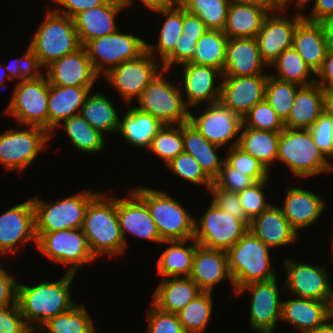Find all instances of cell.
<instances>
[{
    "label": "cell",
    "instance_id": "1",
    "mask_svg": "<svg viewBox=\"0 0 333 333\" xmlns=\"http://www.w3.org/2000/svg\"><path fill=\"white\" fill-rule=\"evenodd\" d=\"M74 277L75 274L66 272L57 282L42 281L36 286L18 282L17 304L31 330L37 331L50 318L75 305L69 288Z\"/></svg>",
    "mask_w": 333,
    "mask_h": 333
},
{
    "label": "cell",
    "instance_id": "2",
    "mask_svg": "<svg viewBox=\"0 0 333 333\" xmlns=\"http://www.w3.org/2000/svg\"><path fill=\"white\" fill-rule=\"evenodd\" d=\"M106 194L100 192L89 202L82 226L97 258L119 255L126 249L117 216V198H108Z\"/></svg>",
    "mask_w": 333,
    "mask_h": 333
},
{
    "label": "cell",
    "instance_id": "3",
    "mask_svg": "<svg viewBox=\"0 0 333 333\" xmlns=\"http://www.w3.org/2000/svg\"><path fill=\"white\" fill-rule=\"evenodd\" d=\"M132 191L147 205L163 241L193 239L195 218L175 198L144 186Z\"/></svg>",
    "mask_w": 333,
    "mask_h": 333
},
{
    "label": "cell",
    "instance_id": "4",
    "mask_svg": "<svg viewBox=\"0 0 333 333\" xmlns=\"http://www.w3.org/2000/svg\"><path fill=\"white\" fill-rule=\"evenodd\" d=\"M262 240L248 230L227 250L229 270L234 290L249 283L268 281L276 277L271 269L270 250Z\"/></svg>",
    "mask_w": 333,
    "mask_h": 333
},
{
    "label": "cell",
    "instance_id": "5",
    "mask_svg": "<svg viewBox=\"0 0 333 333\" xmlns=\"http://www.w3.org/2000/svg\"><path fill=\"white\" fill-rule=\"evenodd\" d=\"M314 143L309 129L285 127L279 135L277 161L284 162L299 178L332 172L331 164Z\"/></svg>",
    "mask_w": 333,
    "mask_h": 333
},
{
    "label": "cell",
    "instance_id": "6",
    "mask_svg": "<svg viewBox=\"0 0 333 333\" xmlns=\"http://www.w3.org/2000/svg\"><path fill=\"white\" fill-rule=\"evenodd\" d=\"M29 47L40 65L46 68L53 61L76 52L82 45L73 18L51 9L35 31Z\"/></svg>",
    "mask_w": 333,
    "mask_h": 333
},
{
    "label": "cell",
    "instance_id": "7",
    "mask_svg": "<svg viewBox=\"0 0 333 333\" xmlns=\"http://www.w3.org/2000/svg\"><path fill=\"white\" fill-rule=\"evenodd\" d=\"M162 70L144 89L138 99V109L149 113L164 125L189 122L190 111L185 104L181 87L164 77Z\"/></svg>",
    "mask_w": 333,
    "mask_h": 333
},
{
    "label": "cell",
    "instance_id": "8",
    "mask_svg": "<svg viewBox=\"0 0 333 333\" xmlns=\"http://www.w3.org/2000/svg\"><path fill=\"white\" fill-rule=\"evenodd\" d=\"M99 192L84 190L57 202H45L32 198L35 208L36 232H54L66 229H80L89 202Z\"/></svg>",
    "mask_w": 333,
    "mask_h": 333
},
{
    "label": "cell",
    "instance_id": "9",
    "mask_svg": "<svg viewBox=\"0 0 333 333\" xmlns=\"http://www.w3.org/2000/svg\"><path fill=\"white\" fill-rule=\"evenodd\" d=\"M36 236L37 249L54 262L69 266L68 273L76 274L79 268L97 258L82 228L36 232Z\"/></svg>",
    "mask_w": 333,
    "mask_h": 333
},
{
    "label": "cell",
    "instance_id": "10",
    "mask_svg": "<svg viewBox=\"0 0 333 333\" xmlns=\"http://www.w3.org/2000/svg\"><path fill=\"white\" fill-rule=\"evenodd\" d=\"M153 53L155 47L146 42V50L140 56L122 62L104 74L127 105L132 103L133 99H139L147 85L163 70L160 61L155 63Z\"/></svg>",
    "mask_w": 333,
    "mask_h": 333
},
{
    "label": "cell",
    "instance_id": "11",
    "mask_svg": "<svg viewBox=\"0 0 333 333\" xmlns=\"http://www.w3.org/2000/svg\"><path fill=\"white\" fill-rule=\"evenodd\" d=\"M6 113L20 125L37 126L48 132V79L41 76L36 80L17 82Z\"/></svg>",
    "mask_w": 333,
    "mask_h": 333
},
{
    "label": "cell",
    "instance_id": "12",
    "mask_svg": "<svg viewBox=\"0 0 333 333\" xmlns=\"http://www.w3.org/2000/svg\"><path fill=\"white\" fill-rule=\"evenodd\" d=\"M84 47L95 72L100 76L120 63L140 56L146 50V41L133 33L117 30L89 41Z\"/></svg>",
    "mask_w": 333,
    "mask_h": 333
},
{
    "label": "cell",
    "instance_id": "13",
    "mask_svg": "<svg viewBox=\"0 0 333 333\" xmlns=\"http://www.w3.org/2000/svg\"><path fill=\"white\" fill-rule=\"evenodd\" d=\"M240 219L219 209L213 202L207 211L194 221V239L202 247L229 250L247 231Z\"/></svg>",
    "mask_w": 333,
    "mask_h": 333
},
{
    "label": "cell",
    "instance_id": "14",
    "mask_svg": "<svg viewBox=\"0 0 333 333\" xmlns=\"http://www.w3.org/2000/svg\"><path fill=\"white\" fill-rule=\"evenodd\" d=\"M51 137L44 128L37 126L6 130L0 134V165L10 171H22L36 159Z\"/></svg>",
    "mask_w": 333,
    "mask_h": 333
},
{
    "label": "cell",
    "instance_id": "15",
    "mask_svg": "<svg viewBox=\"0 0 333 333\" xmlns=\"http://www.w3.org/2000/svg\"><path fill=\"white\" fill-rule=\"evenodd\" d=\"M287 276L284 287L290 293L305 299H314L327 302L333 301V289L331 287L328 272L323 266L296 262L293 259L284 260Z\"/></svg>",
    "mask_w": 333,
    "mask_h": 333
},
{
    "label": "cell",
    "instance_id": "16",
    "mask_svg": "<svg viewBox=\"0 0 333 333\" xmlns=\"http://www.w3.org/2000/svg\"><path fill=\"white\" fill-rule=\"evenodd\" d=\"M251 290L249 324L259 333H273L276 322L281 321L282 301L277 279L249 283L239 288L236 294Z\"/></svg>",
    "mask_w": 333,
    "mask_h": 333
},
{
    "label": "cell",
    "instance_id": "17",
    "mask_svg": "<svg viewBox=\"0 0 333 333\" xmlns=\"http://www.w3.org/2000/svg\"><path fill=\"white\" fill-rule=\"evenodd\" d=\"M189 123L209 142L221 147L236 137L230 144V147H234L238 145L243 121L239 115L233 113L219 101L208 104L204 113L198 117L190 113Z\"/></svg>",
    "mask_w": 333,
    "mask_h": 333
},
{
    "label": "cell",
    "instance_id": "18",
    "mask_svg": "<svg viewBox=\"0 0 333 333\" xmlns=\"http://www.w3.org/2000/svg\"><path fill=\"white\" fill-rule=\"evenodd\" d=\"M33 241L37 245L35 208L32 198L0 215V255L14 254L19 244Z\"/></svg>",
    "mask_w": 333,
    "mask_h": 333
},
{
    "label": "cell",
    "instance_id": "19",
    "mask_svg": "<svg viewBox=\"0 0 333 333\" xmlns=\"http://www.w3.org/2000/svg\"><path fill=\"white\" fill-rule=\"evenodd\" d=\"M284 11V8L271 10L256 36L262 60L268 67L284 50L292 47L296 26L303 19L302 12H298L291 20L282 17L283 15H274L276 12L282 14Z\"/></svg>",
    "mask_w": 333,
    "mask_h": 333
},
{
    "label": "cell",
    "instance_id": "20",
    "mask_svg": "<svg viewBox=\"0 0 333 333\" xmlns=\"http://www.w3.org/2000/svg\"><path fill=\"white\" fill-rule=\"evenodd\" d=\"M268 76H223L220 102L243 118L251 108L264 100Z\"/></svg>",
    "mask_w": 333,
    "mask_h": 333
},
{
    "label": "cell",
    "instance_id": "21",
    "mask_svg": "<svg viewBox=\"0 0 333 333\" xmlns=\"http://www.w3.org/2000/svg\"><path fill=\"white\" fill-rule=\"evenodd\" d=\"M49 84L67 87H93L98 77L84 46L48 65L45 70Z\"/></svg>",
    "mask_w": 333,
    "mask_h": 333
},
{
    "label": "cell",
    "instance_id": "22",
    "mask_svg": "<svg viewBox=\"0 0 333 333\" xmlns=\"http://www.w3.org/2000/svg\"><path fill=\"white\" fill-rule=\"evenodd\" d=\"M183 65L182 86L186 95L185 104L190 109L202 103L206 105L220 101L221 80L223 73L211 66H203L192 63ZM216 79L220 83L217 84ZM216 84V85H215ZM199 104V105H198Z\"/></svg>",
    "mask_w": 333,
    "mask_h": 333
},
{
    "label": "cell",
    "instance_id": "23",
    "mask_svg": "<svg viewBox=\"0 0 333 333\" xmlns=\"http://www.w3.org/2000/svg\"><path fill=\"white\" fill-rule=\"evenodd\" d=\"M129 195L128 198H117V216L125 245H127L126 233L162 244L163 240L147 205L132 190Z\"/></svg>",
    "mask_w": 333,
    "mask_h": 333
},
{
    "label": "cell",
    "instance_id": "24",
    "mask_svg": "<svg viewBox=\"0 0 333 333\" xmlns=\"http://www.w3.org/2000/svg\"><path fill=\"white\" fill-rule=\"evenodd\" d=\"M190 278L202 291L212 292L214 286L224 279H228L234 288L227 251L208 249L198 245L193 257Z\"/></svg>",
    "mask_w": 333,
    "mask_h": 333
},
{
    "label": "cell",
    "instance_id": "25",
    "mask_svg": "<svg viewBox=\"0 0 333 333\" xmlns=\"http://www.w3.org/2000/svg\"><path fill=\"white\" fill-rule=\"evenodd\" d=\"M268 67L262 60L256 38H229L223 76H254Z\"/></svg>",
    "mask_w": 333,
    "mask_h": 333
},
{
    "label": "cell",
    "instance_id": "26",
    "mask_svg": "<svg viewBox=\"0 0 333 333\" xmlns=\"http://www.w3.org/2000/svg\"><path fill=\"white\" fill-rule=\"evenodd\" d=\"M126 8L123 5L105 2L100 6L84 10L75 15L73 22L81 45L85 46L95 38L119 30L116 24V16Z\"/></svg>",
    "mask_w": 333,
    "mask_h": 333
},
{
    "label": "cell",
    "instance_id": "27",
    "mask_svg": "<svg viewBox=\"0 0 333 333\" xmlns=\"http://www.w3.org/2000/svg\"><path fill=\"white\" fill-rule=\"evenodd\" d=\"M324 202L317 194L291 186L285 195L283 207L280 208L298 233L299 229L307 228L320 219L326 208Z\"/></svg>",
    "mask_w": 333,
    "mask_h": 333
},
{
    "label": "cell",
    "instance_id": "28",
    "mask_svg": "<svg viewBox=\"0 0 333 333\" xmlns=\"http://www.w3.org/2000/svg\"><path fill=\"white\" fill-rule=\"evenodd\" d=\"M248 229L270 248L293 244L299 237L280 206L273 204L253 218Z\"/></svg>",
    "mask_w": 333,
    "mask_h": 333
},
{
    "label": "cell",
    "instance_id": "29",
    "mask_svg": "<svg viewBox=\"0 0 333 333\" xmlns=\"http://www.w3.org/2000/svg\"><path fill=\"white\" fill-rule=\"evenodd\" d=\"M292 46L314 75L322 67L327 51L332 47L322 26L304 18L296 26Z\"/></svg>",
    "mask_w": 333,
    "mask_h": 333
},
{
    "label": "cell",
    "instance_id": "30",
    "mask_svg": "<svg viewBox=\"0 0 333 333\" xmlns=\"http://www.w3.org/2000/svg\"><path fill=\"white\" fill-rule=\"evenodd\" d=\"M331 317V305L314 299L282 300L281 320L290 323L301 333H310Z\"/></svg>",
    "mask_w": 333,
    "mask_h": 333
},
{
    "label": "cell",
    "instance_id": "31",
    "mask_svg": "<svg viewBox=\"0 0 333 333\" xmlns=\"http://www.w3.org/2000/svg\"><path fill=\"white\" fill-rule=\"evenodd\" d=\"M92 87H60L48 82V132L73 115L80 114L85 98Z\"/></svg>",
    "mask_w": 333,
    "mask_h": 333
},
{
    "label": "cell",
    "instance_id": "32",
    "mask_svg": "<svg viewBox=\"0 0 333 333\" xmlns=\"http://www.w3.org/2000/svg\"><path fill=\"white\" fill-rule=\"evenodd\" d=\"M324 89L316 82L300 86L284 126L292 129H310L323 113Z\"/></svg>",
    "mask_w": 333,
    "mask_h": 333
},
{
    "label": "cell",
    "instance_id": "33",
    "mask_svg": "<svg viewBox=\"0 0 333 333\" xmlns=\"http://www.w3.org/2000/svg\"><path fill=\"white\" fill-rule=\"evenodd\" d=\"M152 303L162 311L178 314L202 290L190 277L162 278Z\"/></svg>",
    "mask_w": 333,
    "mask_h": 333
},
{
    "label": "cell",
    "instance_id": "34",
    "mask_svg": "<svg viewBox=\"0 0 333 333\" xmlns=\"http://www.w3.org/2000/svg\"><path fill=\"white\" fill-rule=\"evenodd\" d=\"M275 8L231 3L223 32L228 38H256L265 18Z\"/></svg>",
    "mask_w": 333,
    "mask_h": 333
},
{
    "label": "cell",
    "instance_id": "35",
    "mask_svg": "<svg viewBox=\"0 0 333 333\" xmlns=\"http://www.w3.org/2000/svg\"><path fill=\"white\" fill-rule=\"evenodd\" d=\"M183 147L184 152L194 157L212 181L219 175L225 160L216 154L221 146L209 142L189 122L183 124Z\"/></svg>",
    "mask_w": 333,
    "mask_h": 333
},
{
    "label": "cell",
    "instance_id": "36",
    "mask_svg": "<svg viewBox=\"0 0 333 333\" xmlns=\"http://www.w3.org/2000/svg\"><path fill=\"white\" fill-rule=\"evenodd\" d=\"M158 119L137 107L128 110L119 122L120 132L128 143L137 148H149L153 137L163 127Z\"/></svg>",
    "mask_w": 333,
    "mask_h": 333
},
{
    "label": "cell",
    "instance_id": "37",
    "mask_svg": "<svg viewBox=\"0 0 333 333\" xmlns=\"http://www.w3.org/2000/svg\"><path fill=\"white\" fill-rule=\"evenodd\" d=\"M189 241H192L193 245L186 246ZM162 243L169 246L158 259L159 275L164 278L190 277L193 257L198 246L195 239L163 241Z\"/></svg>",
    "mask_w": 333,
    "mask_h": 333
},
{
    "label": "cell",
    "instance_id": "38",
    "mask_svg": "<svg viewBox=\"0 0 333 333\" xmlns=\"http://www.w3.org/2000/svg\"><path fill=\"white\" fill-rule=\"evenodd\" d=\"M280 132L255 130L241 126L238 146L261 162L270 172L277 161Z\"/></svg>",
    "mask_w": 333,
    "mask_h": 333
},
{
    "label": "cell",
    "instance_id": "39",
    "mask_svg": "<svg viewBox=\"0 0 333 333\" xmlns=\"http://www.w3.org/2000/svg\"><path fill=\"white\" fill-rule=\"evenodd\" d=\"M113 103L102 93L87 94L81 107V116L102 134L117 132L120 118Z\"/></svg>",
    "mask_w": 333,
    "mask_h": 333
},
{
    "label": "cell",
    "instance_id": "40",
    "mask_svg": "<svg viewBox=\"0 0 333 333\" xmlns=\"http://www.w3.org/2000/svg\"><path fill=\"white\" fill-rule=\"evenodd\" d=\"M228 39L223 31L208 29L197 41L194 56L189 63L211 66L223 72Z\"/></svg>",
    "mask_w": 333,
    "mask_h": 333
},
{
    "label": "cell",
    "instance_id": "41",
    "mask_svg": "<svg viewBox=\"0 0 333 333\" xmlns=\"http://www.w3.org/2000/svg\"><path fill=\"white\" fill-rule=\"evenodd\" d=\"M73 146L81 152L99 153L104 149V134L94 129L81 114L73 115L61 123Z\"/></svg>",
    "mask_w": 333,
    "mask_h": 333
},
{
    "label": "cell",
    "instance_id": "42",
    "mask_svg": "<svg viewBox=\"0 0 333 333\" xmlns=\"http://www.w3.org/2000/svg\"><path fill=\"white\" fill-rule=\"evenodd\" d=\"M75 304L69 310L50 318L38 330L43 333H95L93 321L84 305Z\"/></svg>",
    "mask_w": 333,
    "mask_h": 333
},
{
    "label": "cell",
    "instance_id": "43",
    "mask_svg": "<svg viewBox=\"0 0 333 333\" xmlns=\"http://www.w3.org/2000/svg\"><path fill=\"white\" fill-rule=\"evenodd\" d=\"M271 66H274V70L277 72L270 75L282 81L293 82L300 86L316 82V78L308 79L311 77L310 73L314 74V72L306 65L293 46L284 50Z\"/></svg>",
    "mask_w": 333,
    "mask_h": 333
},
{
    "label": "cell",
    "instance_id": "44",
    "mask_svg": "<svg viewBox=\"0 0 333 333\" xmlns=\"http://www.w3.org/2000/svg\"><path fill=\"white\" fill-rule=\"evenodd\" d=\"M212 292L202 291L177 315L187 333H202L212 316Z\"/></svg>",
    "mask_w": 333,
    "mask_h": 333
},
{
    "label": "cell",
    "instance_id": "45",
    "mask_svg": "<svg viewBox=\"0 0 333 333\" xmlns=\"http://www.w3.org/2000/svg\"><path fill=\"white\" fill-rule=\"evenodd\" d=\"M180 4L188 13L198 16L207 29L224 30L229 0H180Z\"/></svg>",
    "mask_w": 333,
    "mask_h": 333
},
{
    "label": "cell",
    "instance_id": "46",
    "mask_svg": "<svg viewBox=\"0 0 333 333\" xmlns=\"http://www.w3.org/2000/svg\"><path fill=\"white\" fill-rule=\"evenodd\" d=\"M156 12L166 17L156 47L157 56L159 55L160 62H162L173 51L177 40L182 35L183 6L179 3L171 8Z\"/></svg>",
    "mask_w": 333,
    "mask_h": 333
},
{
    "label": "cell",
    "instance_id": "47",
    "mask_svg": "<svg viewBox=\"0 0 333 333\" xmlns=\"http://www.w3.org/2000/svg\"><path fill=\"white\" fill-rule=\"evenodd\" d=\"M299 87L300 85L296 83L282 81L270 74L268 76L264 99L272 106L283 122L291 112Z\"/></svg>",
    "mask_w": 333,
    "mask_h": 333
},
{
    "label": "cell",
    "instance_id": "48",
    "mask_svg": "<svg viewBox=\"0 0 333 333\" xmlns=\"http://www.w3.org/2000/svg\"><path fill=\"white\" fill-rule=\"evenodd\" d=\"M148 151L162 158L166 165L183 153V124L163 125L153 137Z\"/></svg>",
    "mask_w": 333,
    "mask_h": 333
},
{
    "label": "cell",
    "instance_id": "49",
    "mask_svg": "<svg viewBox=\"0 0 333 333\" xmlns=\"http://www.w3.org/2000/svg\"><path fill=\"white\" fill-rule=\"evenodd\" d=\"M242 121L244 127L255 130L281 132L285 128L283 120L265 99L251 108Z\"/></svg>",
    "mask_w": 333,
    "mask_h": 333
},
{
    "label": "cell",
    "instance_id": "50",
    "mask_svg": "<svg viewBox=\"0 0 333 333\" xmlns=\"http://www.w3.org/2000/svg\"><path fill=\"white\" fill-rule=\"evenodd\" d=\"M225 161L241 173L252 177L256 182L267 180L270 172L252 155L245 152L238 145L230 147Z\"/></svg>",
    "mask_w": 333,
    "mask_h": 333
},
{
    "label": "cell",
    "instance_id": "51",
    "mask_svg": "<svg viewBox=\"0 0 333 333\" xmlns=\"http://www.w3.org/2000/svg\"><path fill=\"white\" fill-rule=\"evenodd\" d=\"M179 177L193 184L205 185L209 189L213 181L204 173L200 164L188 153H181L167 164Z\"/></svg>",
    "mask_w": 333,
    "mask_h": 333
},
{
    "label": "cell",
    "instance_id": "52",
    "mask_svg": "<svg viewBox=\"0 0 333 333\" xmlns=\"http://www.w3.org/2000/svg\"><path fill=\"white\" fill-rule=\"evenodd\" d=\"M269 181L262 180L254 183L252 186L245 188L239 192L240 203L246 213V216L252 220L256 216L260 215L263 211L268 209L271 204L268 203L264 194V187Z\"/></svg>",
    "mask_w": 333,
    "mask_h": 333
},
{
    "label": "cell",
    "instance_id": "53",
    "mask_svg": "<svg viewBox=\"0 0 333 333\" xmlns=\"http://www.w3.org/2000/svg\"><path fill=\"white\" fill-rule=\"evenodd\" d=\"M5 68L11 80H14V78L19 81L36 80L44 75L41 71L43 67L30 47L21 58L14 59L13 63L7 64Z\"/></svg>",
    "mask_w": 333,
    "mask_h": 333
},
{
    "label": "cell",
    "instance_id": "54",
    "mask_svg": "<svg viewBox=\"0 0 333 333\" xmlns=\"http://www.w3.org/2000/svg\"><path fill=\"white\" fill-rule=\"evenodd\" d=\"M208 190L213 196L211 202L225 213H229L234 218L242 220L249 227L251 220L244 212L238 193L217 187L214 183L210 185Z\"/></svg>",
    "mask_w": 333,
    "mask_h": 333
},
{
    "label": "cell",
    "instance_id": "55",
    "mask_svg": "<svg viewBox=\"0 0 333 333\" xmlns=\"http://www.w3.org/2000/svg\"><path fill=\"white\" fill-rule=\"evenodd\" d=\"M151 304V310L147 313V333H187L177 314L162 311Z\"/></svg>",
    "mask_w": 333,
    "mask_h": 333
},
{
    "label": "cell",
    "instance_id": "56",
    "mask_svg": "<svg viewBox=\"0 0 333 333\" xmlns=\"http://www.w3.org/2000/svg\"><path fill=\"white\" fill-rule=\"evenodd\" d=\"M309 130L318 149L333 160V118L323 112Z\"/></svg>",
    "mask_w": 333,
    "mask_h": 333
},
{
    "label": "cell",
    "instance_id": "57",
    "mask_svg": "<svg viewBox=\"0 0 333 333\" xmlns=\"http://www.w3.org/2000/svg\"><path fill=\"white\" fill-rule=\"evenodd\" d=\"M213 183L222 189L239 193L245 188L252 186L256 181L248 175L231 167L225 160L219 175L213 180Z\"/></svg>",
    "mask_w": 333,
    "mask_h": 333
},
{
    "label": "cell",
    "instance_id": "58",
    "mask_svg": "<svg viewBox=\"0 0 333 333\" xmlns=\"http://www.w3.org/2000/svg\"><path fill=\"white\" fill-rule=\"evenodd\" d=\"M199 39L179 37L173 51L161 62L163 70L168 72L174 64L182 66V64L190 62Z\"/></svg>",
    "mask_w": 333,
    "mask_h": 333
},
{
    "label": "cell",
    "instance_id": "59",
    "mask_svg": "<svg viewBox=\"0 0 333 333\" xmlns=\"http://www.w3.org/2000/svg\"><path fill=\"white\" fill-rule=\"evenodd\" d=\"M0 333H36L26 324L18 304L0 308Z\"/></svg>",
    "mask_w": 333,
    "mask_h": 333
},
{
    "label": "cell",
    "instance_id": "60",
    "mask_svg": "<svg viewBox=\"0 0 333 333\" xmlns=\"http://www.w3.org/2000/svg\"><path fill=\"white\" fill-rule=\"evenodd\" d=\"M18 282L0 266V308L17 304Z\"/></svg>",
    "mask_w": 333,
    "mask_h": 333
},
{
    "label": "cell",
    "instance_id": "61",
    "mask_svg": "<svg viewBox=\"0 0 333 333\" xmlns=\"http://www.w3.org/2000/svg\"><path fill=\"white\" fill-rule=\"evenodd\" d=\"M56 6L63 8H53L56 12L73 18L78 13L104 4L105 0H54ZM65 8V9H64ZM63 9V10H62Z\"/></svg>",
    "mask_w": 333,
    "mask_h": 333
},
{
    "label": "cell",
    "instance_id": "62",
    "mask_svg": "<svg viewBox=\"0 0 333 333\" xmlns=\"http://www.w3.org/2000/svg\"><path fill=\"white\" fill-rule=\"evenodd\" d=\"M207 30L205 23L198 16L188 13L183 7L181 38H201Z\"/></svg>",
    "mask_w": 333,
    "mask_h": 333
},
{
    "label": "cell",
    "instance_id": "63",
    "mask_svg": "<svg viewBox=\"0 0 333 333\" xmlns=\"http://www.w3.org/2000/svg\"><path fill=\"white\" fill-rule=\"evenodd\" d=\"M316 83L325 90H333V47L326 54L322 67L317 72Z\"/></svg>",
    "mask_w": 333,
    "mask_h": 333
},
{
    "label": "cell",
    "instance_id": "64",
    "mask_svg": "<svg viewBox=\"0 0 333 333\" xmlns=\"http://www.w3.org/2000/svg\"><path fill=\"white\" fill-rule=\"evenodd\" d=\"M313 5L310 15L303 14V18L310 22H319L324 16L333 12V0H315Z\"/></svg>",
    "mask_w": 333,
    "mask_h": 333
},
{
    "label": "cell",
    "instance_id": "65",
    "mask_svg": "<svg viewBox=\"0 0 333 333\" xmlns=\"http://www.w3.org/2000/svg\"><path fill=\"white\" fill-rule=\"evenodd\" d=\"M133 0H126V7L132 5ZM141 2L153 12L171 8L180 3V0H141Z\"/></svg>",
    "mask_w": 333,
    "mask_h": 333
},
{
    "label": "cell",
    "instance_id": "66",
    "mask_svg": "<svg viewBox=\"0 0 333 333\" xmlns=\"http://www.w3.org/2000/svg\"><path fill=\"white\" fill-rule=\"evenodd\" d=\"M322 29L333 47V12L324 16L319 22Z\"/></svg>",
    "mask_w": 333,
    "mask_h": 333
},
{
    "label": "cell",
    "instance_id": "67",
    "mask_svg": "<svg viewBox=\"0 0 333 333\" xmlns=\"http://www.w3.org/2000/svg\"><path fill=\"white\" fill-rule=\"evenodd\" d=\"M323 112L333 118V90L324 89Z\"/></svg>",
    "mask_w": 333,
    "mask_h": 333
},
{
    "label": "cell",
    "instance_id": "68",
    "mask_svg": "<svg viewBox=\"0 0 333 333\" xmlns=\"http://www.w3.org/2000/svg\"><path fill=\"white\" fill-rule=\"evenodd\" d=\"M230 3L258 5L263 7H275L269 0H229Z\"/></svg>",
    "mask_w": 333,
    "mask_h": 333
},
{
    "label": "cell",
    "instance_id": "69",
    "mask_svg": "<svg viewBox=\"0 0 333 333\" xmlns=\"http://www.w3.org/2000/svg\"><path fill=\"white\" fill-rule=\"evenodd\" d=\"M333 318H328L323 324L316 327L314 330H312L310 333H333Z\"/></svg>",
    "mask_w": 333,
    "mask_h": 333
},
{
    "label": "cell",
    "instance_id": "70",
    "mask_svg": "<svg viewBox=\"0 0 333 333\" xmlns=\"http://www.w3.org/2000/svg\"><path fill=\"white\" fill-rule=\"evenodd\" d=\"M296 2H293L295 3V5L297 6L296 8H298L299 10H297L298 12L301 10V9H304V7L307 6V4L309 3V1L311 0H295ZM315 1V0H313ZM292 2L291 0H288L281 8H284L285 10H288L286 7L288 6L287 4Z\"/></svg>",
    "mask_w": 333,
    "mask_h": 333
},
{
    "label": "cell",
    "instance_id": "71",
    "mask_svg": "<svg viewBox=\"0 0 333 333\" xmlns=\"http://www.w3.org/2000/svg\"><path fill=\"white\" fill-rule=\"evenodd\" d=\"M1 68H2V69H5V65H4V64H0V70H1ZM6 79L11 80L10 77L8 76V74L4 72V75H2V76L0 77V88H1V87H2V88H3V87H4V88L6 87V86H4V84H5L4 81H5Z\"/></svg>",
    "mask_w": 333,
    "mask_h": 333
},
{
    "label": "cell",
    "instance_id": "72",
    "mask_svg": "<svg viewBox=\"0 0 333 333\" xmlns=\"http://www.w3.org/2000/svg\"><path fill=\"white\" fill-rule=\"evenodd\" d=\"M276 8H281L288 0H269Z\"/></svg>",
    "mask_w": 333,
    "mask_h": 333
},
{
    "label": "cell",
    "instance_id": "73",
    "mask_svg": "<svg viewBox=\"0 0 333 333\" xmlns=\"http://www.w3.org/2000/svg\"><path fill=\"white\" fill-rule=\"evenodd\" d=\"M106 2L115 3L118 5L126 6V0H105Z\"/></svg>",
    "mask_w": 333,
    "mask_h": 333
},
{
    "label": "cell",
    "instance_id": "74",
    "mask_svg": "<svg viewBox=\"0 0 333 333\" xmlns=\"http://www.w3.org/2000/svg\"><path fill=\"white\" fill-rule=\"evenodd\" d=\"M331 317L333 318V301H332V304H331Z\"/></svg>",
    "mask_w": 333,
    "mask_h": 333
}]
</instances>
